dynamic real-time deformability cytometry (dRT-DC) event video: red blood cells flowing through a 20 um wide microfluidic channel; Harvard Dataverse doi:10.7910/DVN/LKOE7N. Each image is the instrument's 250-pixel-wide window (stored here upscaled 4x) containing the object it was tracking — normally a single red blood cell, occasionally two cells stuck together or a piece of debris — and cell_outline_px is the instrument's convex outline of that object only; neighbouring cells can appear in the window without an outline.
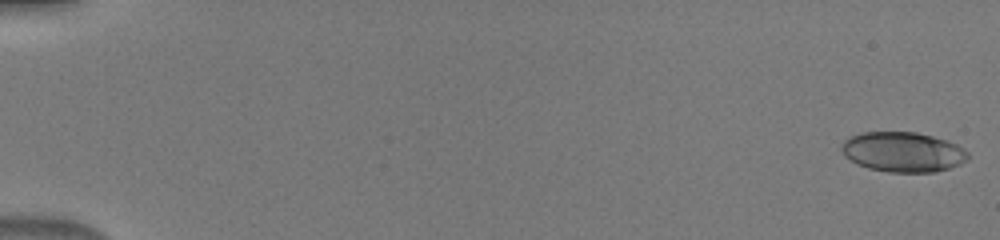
{"species": "human", "species_latin": "Homo sapiens", "temperature_condition": "warm", "stored_images_in_passage": 8, "camera_frame_rate_fps": 3000, "um_per_image_px": 0.085, "donor": {"sex": "male"}, "frame": {"image": 1, "passage_image": 1, "time_ms": 0.0, "image_size_px": [1000, 240], "cell_outline_px": [[968, 160], [960, 164], [936, 172], [888, 172], [868, 168], [856, 164], [844, 156], [840, 148], [844, 140], [852, 136], [864, 132], [916, 132], [948, 140], [964, 148], [968, 152]], "centroid_in_image_um": [76.75, 12.92], "position_along_channel_um": 8.3, "area_um2": 29.59}}
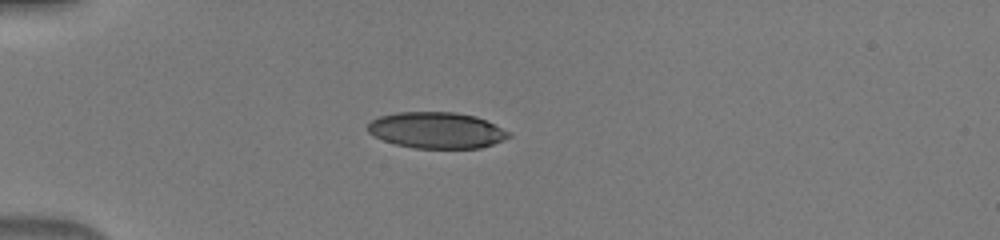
{"frame": {"image": 2, "passage_image": 6, "time_ms": 1.667, "image_size_px": [1000, 240], "cell_outline_px": [[512, 136], [504, 140], [480, 148], [412, 148], [396, 144], [372, 136], [368, 132], [368, 124], [372, 120], [380, 116], [396, 112], [456, 112], [476, 116], [512, 132]], "centroid_in_image_um": [37.13, 11.07], "position_along_channel_um": 47.9, "area_um2": 29.88}}